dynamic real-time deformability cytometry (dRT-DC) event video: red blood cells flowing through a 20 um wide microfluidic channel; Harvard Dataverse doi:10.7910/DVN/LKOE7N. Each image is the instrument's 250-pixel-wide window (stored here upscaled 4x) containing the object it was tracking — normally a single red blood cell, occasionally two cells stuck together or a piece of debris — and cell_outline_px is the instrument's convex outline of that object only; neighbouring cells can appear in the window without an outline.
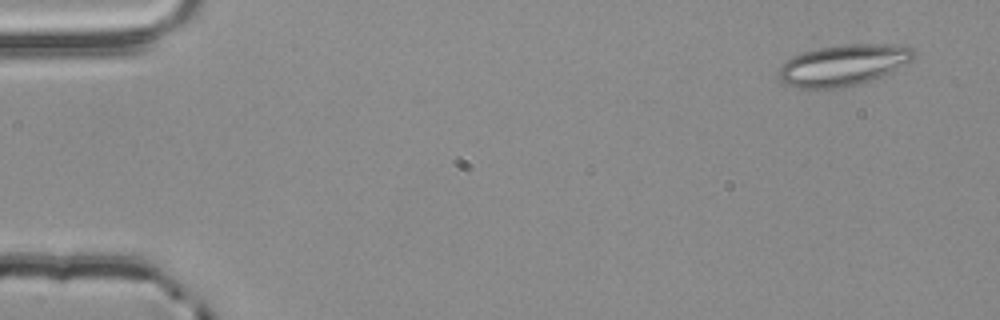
{"species": "common noctule bat (a hibernating species)", "species_latin": "Nyctalus noctula", "temperature_condition": "room temperature", "stored_images_in_passage": 4, "camera_frame_rate_fps": 3000, "um_per_image_px": 0.085, "animal": {"sex": "male", "body_mass_g": 20.4}, "frame": {"image": 1, "passage_image": 1, "time_ms": 0.0, "image_size_px": [1000, 320], "cell_outline_px": [[916, 56], [912, 60], [872, 80], [860, 84], [840, 88], [796, 88], [784, 84], [780, 80], [776, 72], [792, 56], [804, 52], [820, 48], [840, 44], [908, 44], [916, 52]], "centroid_in_image_um": [71.69, 5.53], "position_along_channel_um": 13.3, "area_um2": 32.54}}
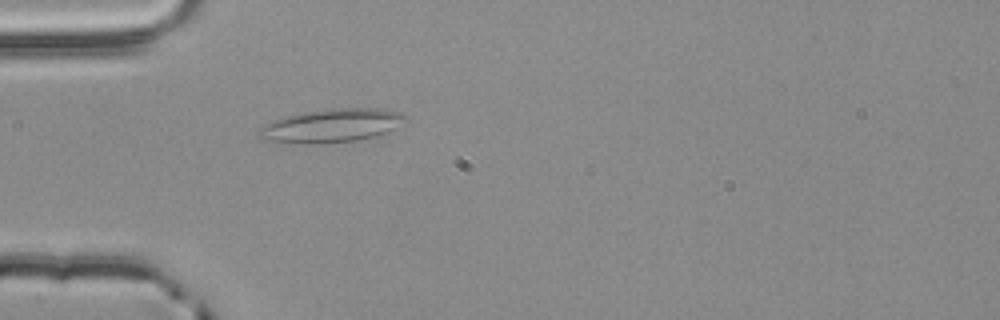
{"frame": {"image": 2, "passage_image": 4, "time_ms": 1.0, "image_size_px": [1000, 320], "cell_outline_px": [[408, 120], [376, 136], [356, 140], [320, 144], [304, 144], [264, 140], [256, 136], [256, 132], [264, 124], [272, 120], [288, 116], [308, 112], [340, 108], [380, 108], [400, 112], [408, 116]], "centroid_in_image_um": [28.15, 10.69], "position_along_channel_um": 56.8, "area_um2": 28.44}}